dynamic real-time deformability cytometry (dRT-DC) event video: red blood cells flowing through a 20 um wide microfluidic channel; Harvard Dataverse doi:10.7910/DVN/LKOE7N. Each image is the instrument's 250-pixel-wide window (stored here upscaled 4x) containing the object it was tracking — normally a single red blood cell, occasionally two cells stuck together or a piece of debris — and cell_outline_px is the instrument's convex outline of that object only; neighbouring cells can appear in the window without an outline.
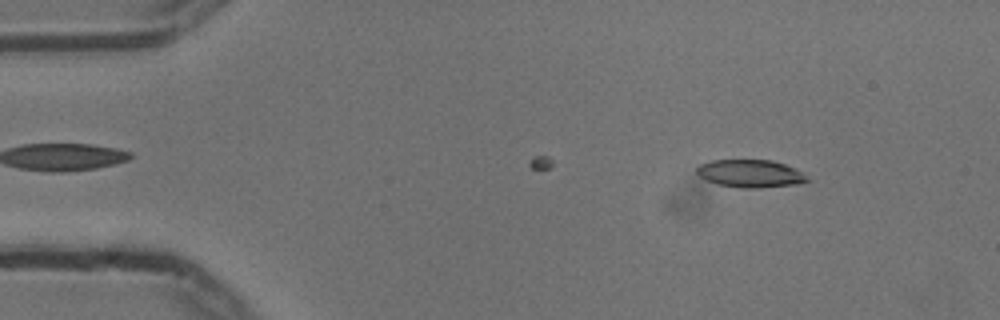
{"species": "common noctule bat (a hibernating species)", "species_latin": "Nyctalus noctula", "temperature_condition": "cold", "stored_images_in_passage": 44, "camera_frame_rate_fps": 3000, "um_per_image_px": 0.085, "animal": {"sex": "male", "body_mass_g": 13.3}, "frame": {"image": 1, "passage_image": 1, "time_ms": 0.0, "image_size_px": [1000, 320], "cell_outline_px": [[812, 180], [796, 184], [760, 188], [740, 188], [720, 184], [708, 180], [700, 176], [696, 172], [696, 168], [700, 164], [708, 160], [772, 160], [784, 164], [800, 172]], "centroid_in_image_um": [63.76, 14.75], "position_along_channel_um": 21.2, "area_um2": 17.69}}
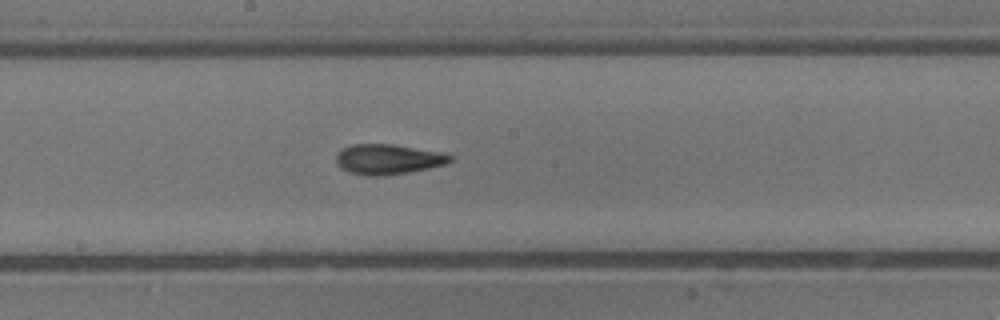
{"frame": {"image": 2, "passage_image": 23, "time_ms": 7.333, "image_size_px": [1000, 320], "cell_outline_px": [[452, 160], [444, 164], [428, 168], [408, 172], [384, 176], [368, 176], [352, 172], [344, 168], [336, 160], [336, 156], [344, 148], [352, 144], [392, 144], [440, 152], [452, 156]], "centroid_in_image_um": [33.01, 13.53], "position_along_channel_um": 215.2, "area_um2": 19.54}}
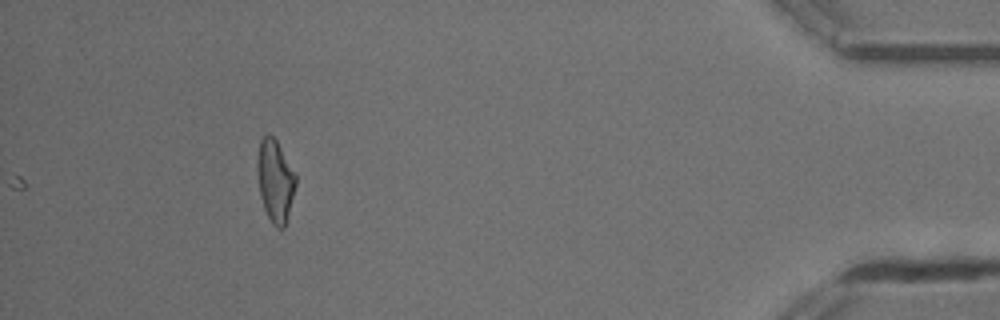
{"frame": {"image": 3, "passage_image": 44, "time_ms": 14.333, "image_size_px": [1000, 320], "cell_outline_px": [[296, 184], [284, 228], [276, 228], [272, 224], [264, 208], [260, 196], [256, 164], [256, 156], [260, 140], [264, 136], [272, 136], [276, 140], [296, 176]], "centroid_in_image_um": [23.36, 15.37], "position_along_channel_um": 411.8, "area_um2": 18.15}, "authors_computed_cell_mechanics": {"area_um2": 18.6405, "velocity_mm_per_s": 3.7415, "shape_relaxation_time_tau1_ms": 5.4606, "shape_relaxation_time_tau2_ms": 2.6608, "deformation_change_tau1": 0.1865, "deformation_change_tau2": 0.0918}}